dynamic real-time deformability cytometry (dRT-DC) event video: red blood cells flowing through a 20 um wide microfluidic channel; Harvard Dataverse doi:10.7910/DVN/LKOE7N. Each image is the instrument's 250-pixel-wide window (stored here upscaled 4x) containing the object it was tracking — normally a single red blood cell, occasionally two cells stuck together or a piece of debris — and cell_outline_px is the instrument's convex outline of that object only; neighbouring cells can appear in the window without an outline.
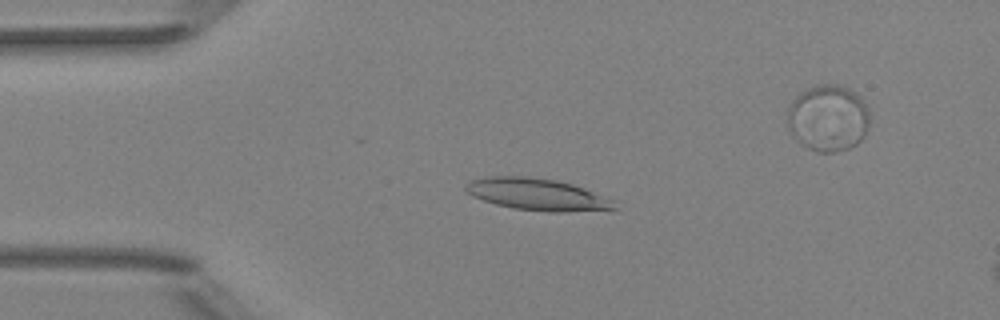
{"species": "Egyptian fruit bat (a non-hibernating species)", "species_latin": "Rousettus aegyptiacus", "temperature_condition": "room temperature", "stored_images_in_passage": 51, "camera_frame_rate_fps": 3000, "um_per_image_px": 0.085, "animal": {"sex": "female"}, "frame": {"image": 1, "passage_image": 11, "time_ms": 3.333, "image_size_px": [1000, 320], "cell_outline_px": [[616, 208], [564, 212], [548, 212], [512, 208], [496, 204], [472, 196], [464, 188], [464, 184], [472, 180], [488, 176], [528, 176], [556, 180], [572, 184], [612, 200]], "centroid_in_image_um": [45.58, 16.51], "position_along_channel_um": 39.4, "area_um2": 27.22}}
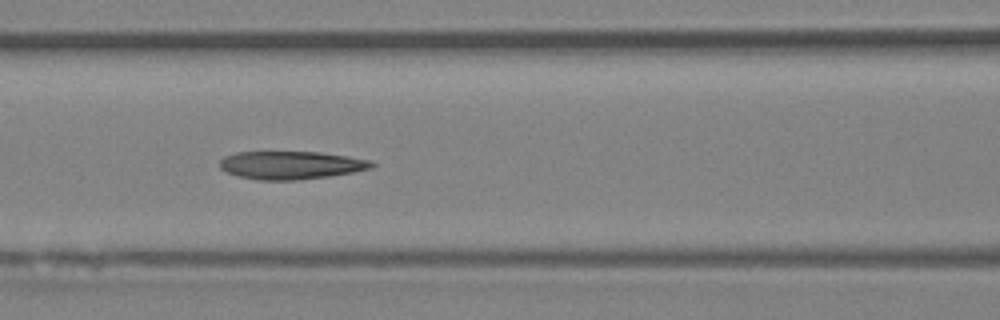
{"frame": {"image": 2, "passage_image": 21, "time_ms": 6.667, "image_size_px": [1000, 320], "cell_outline_px": [[376, 164], [372, 168], [352, 172], [328, 176], [296, 180], [256, 180], [236, 176], [220, 168], [220, 160], [224, 156], [236, 152], [320, 152], [348, 156], [372, 160]], "centroid_in_image_um": [24.73, 14.03], "position_along_channel_um": 141.9, "area_um2": 24.91}}
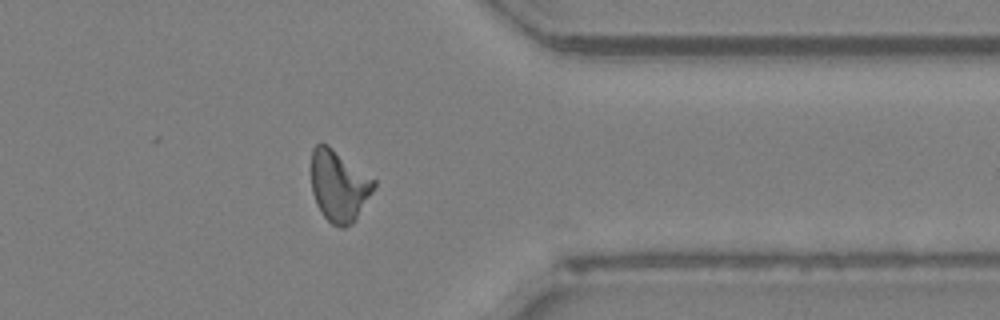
{"frame": {"image": 3, "passage_image": 40, "time_ms": 13.0, "image_size_px": [1000, 320], "cell_outline_px": [[376, 184], [372, 192], [356, 220], [352, 224], [344, 228], [340, 228], [332, 224], [324, 216], [316, 204], [312, 192], [312, 148], [316, 144], [328, 144], [376, 180]], "centroid_in_image_um": [28.82, 15.8], "position_along_channel_um": 382.6, "area_um2": 26.07}, "authors_computed_cell_mechanics": {"area_um2": 25.2586, "velocity_mm_per_s": 3.9665, "shape_relaxation_time_tau1_ms": null, "shape_relaxation_time_tau2_ms": 2.5295, "deformation_change_tau1": null, "deformation_change_tau2": 0.1191}}